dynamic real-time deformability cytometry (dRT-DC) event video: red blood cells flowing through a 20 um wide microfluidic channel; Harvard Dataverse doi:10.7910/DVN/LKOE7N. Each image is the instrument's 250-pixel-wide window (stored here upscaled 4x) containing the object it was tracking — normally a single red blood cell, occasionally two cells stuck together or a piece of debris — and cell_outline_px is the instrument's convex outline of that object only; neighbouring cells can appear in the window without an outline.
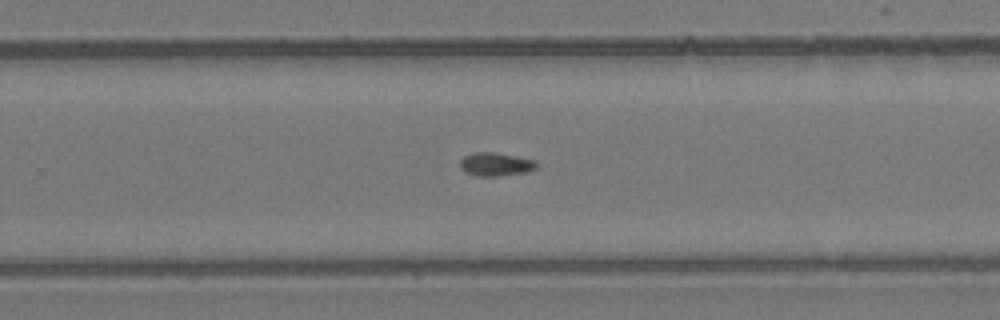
{"species": "common noctule bat (a hibernating species)", "species_latin": "Nyctalus noctula", "temperature_condition": "room temperature", "stored_images_in_passage": 39, "camera_frame_rate_fps": 3000, "um_per_image_px": 0.085, "animal": {"sex": "female", "body_mass_g": 24.6, "forearm_length_mm": 56.2}, "frame": {"image": 1, "passage_image": 27, "time_ms": 8.667, "image_size_px": [1000, 320], "cell_outline_px": [[536, 168], [528, 172], [496, 176], [476, 176], [464, 172], [460, 168], [460, 160], [464, 156], [472, 152], [496, 152], [516, 156], [532, 160], [536, 164]], "centroid_in_image_um": [42.07, 13.96], "position_along_channel_um": 287.7, "area_um2": 10.46}}
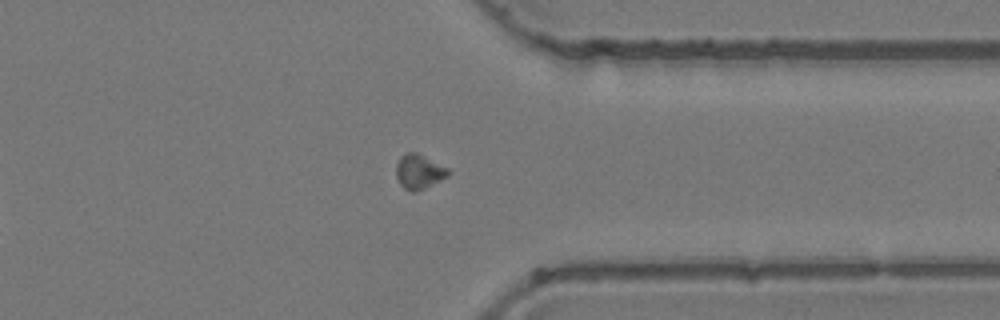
{"frame": {"image": 2, "passage_image": 34, "time_ms": 11.0, "image_size_px": [1000, 320], "cell_outline_px": [[448, 176], [416, 192], [412, 192], [404, 188], [400, 184], [396, 176], [396, 164], [400, 156], [408, 152], [416, 152], [448, 168]], "centroid_in_image_um": [35.58, 14.59], "position_along_channel_um": 375.8, "area_um2": 10.35}}